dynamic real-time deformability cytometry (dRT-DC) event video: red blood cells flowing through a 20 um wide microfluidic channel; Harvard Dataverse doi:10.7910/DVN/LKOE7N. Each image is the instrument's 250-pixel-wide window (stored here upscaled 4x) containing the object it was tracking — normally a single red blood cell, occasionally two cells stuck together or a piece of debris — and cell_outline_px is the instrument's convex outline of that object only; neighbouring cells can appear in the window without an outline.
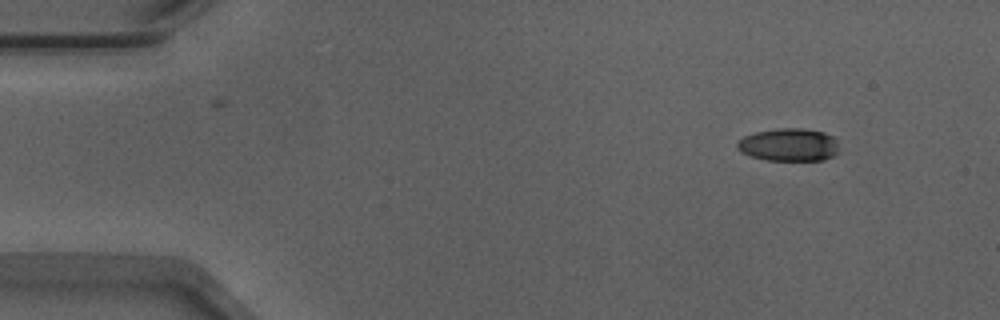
{"species": "Egyptian fruit bat (a non-hibernating species)", "species_latin": "Rousettus aegyptiacus", "temperature_condition": "warm", "stored_images_in_passage": 48, "camera_frame_rate_fps": 3000, "um_per_image_px": 0.085, "animal": {"sex": "male"}, "frame": {"image": 1, "passage_image": 1, "time_ms": 0.0, "image_size_px": [1000, 320], "cell_outline_px": [[840, 152], [824, 160], [768, 160], [752, 156], [740, 152], [736, 148], [736, 144], [744, 136], [756, 132], [780, 128], [804, 128], [824, 132], [832, 136], [836, 140]], "centroid_in_image_um": [67.08, 12.3], "position_along_channel_um": 17.9, "area_um2": 19.54}}
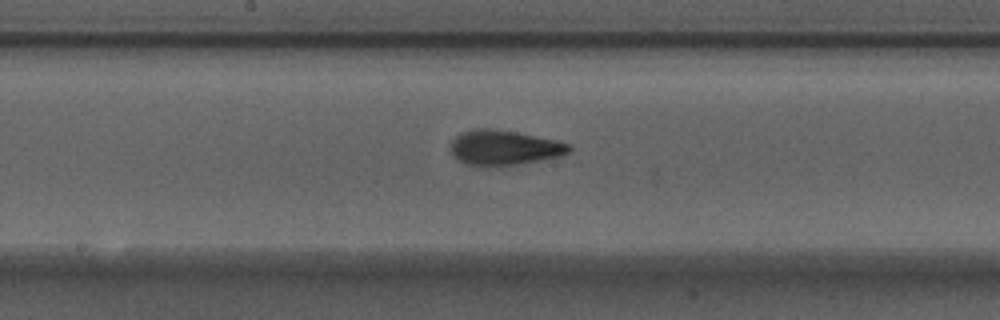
{"frame": {"image": 2, "passage_image": 23, "time_ms": 7.333, "image_size_px": [1000, 320], "cell_outline_px": [[572, 152], [560, 156], [516, 164], [464, 164], [452, 152], [452, 140], [456, 136], [472, 128], [492, 128], [516, 132], [556, 140], [572, 144]], "centroid_in_image_um": [42.92, 12.51], "position_along_channel_um": 205.3, "area_um2": 23.52}}
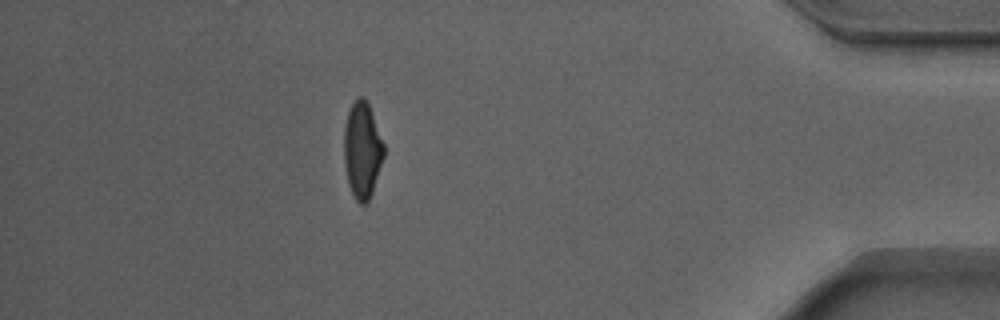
{"frame": {"image": 3, "passage_image": 42, "time_ms": 13.667, "image_size_px": [1000, 320], "cell_outline_px": [[384, 156], [368, 204], [360, 204], [356, 200], [348, 184], [344, 164], [344, 128], [348, 112], [356, 96], [364, 96], [368, 104], [384, 144]], "centroid_in_image_um": [30.78, 12.77], "position_along_channel_um": 404.4, "area_um2": 22.31}, "authors_computed_cell_mechanics": {"area_um2": 22.3108, "velocity_mm_per_s": 3.9221, "shape_relaxation_time_tau1_ms": 6.2164, "shape_relaxation_time_tau2_ms": 1.5764, "deformation_change_tau1": 0.2318, "deformation_change_tau2": 0.1092}}